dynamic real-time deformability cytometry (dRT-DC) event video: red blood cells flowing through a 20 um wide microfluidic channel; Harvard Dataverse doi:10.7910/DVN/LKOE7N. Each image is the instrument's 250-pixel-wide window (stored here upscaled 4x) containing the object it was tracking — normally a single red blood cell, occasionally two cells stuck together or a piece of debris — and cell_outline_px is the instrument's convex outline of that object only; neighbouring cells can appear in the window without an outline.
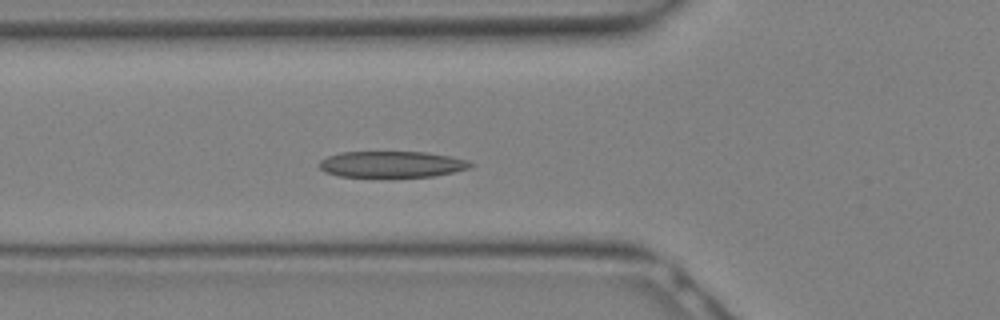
{"species": "Egyptian fruit bat (a non-hibernating species)", "species_latin": "Rousettus aegyptiacus", "temperature_condition": "warm", "stored_images_in_passage": 13, "camera_frame_rate_fps": 3000, "um_per_image_px": 0.085, "animal": {"sex": "female"}, "frame": {"image": 1, "passage_image": 11, "time_ms": 3.333, "image_size_px": [1000, 320], "cell_outline_px": [[472, 164], [468, 168], [452, 172], [432, 176], [392, 180], [340, 176], [324, 172], [320, 168], [320, 160], [328, 156], [340, 152], [424, 152], [448, 156], [468, 160]], "centroid_in_image_um": [33.24, 14.01], "position_along_channel_um": 92.6, "area_um2": 23.99}}
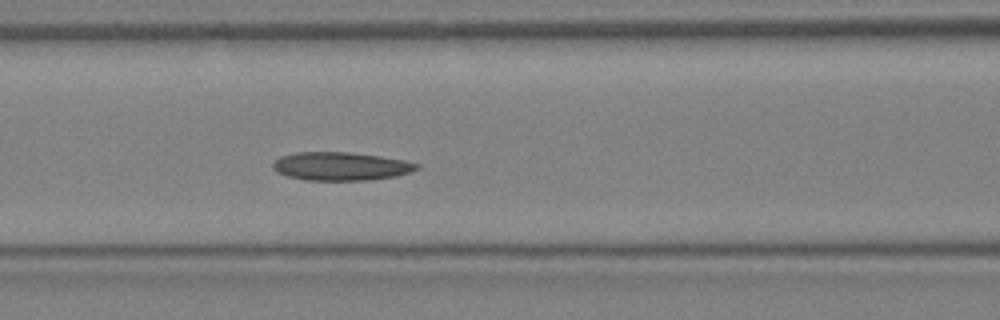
{"frame": {"image": 2, "passage_image": 13, "time_ms": 4.0, "image_size_px": [1000, 320], "cell_outline_px": [[420, 168], [396, 176], [368, 180], [304, 180], [288, 176], [276, 172], [272, 168], [272, 164], [280, 156], [296, 152], [348, 152], [380, 156], [404, 160], [420, 164]], "centroid_in_image_um": [28.95, 14.13], "position_along_channel_um": 137.7, "area_um2": 23.76}}